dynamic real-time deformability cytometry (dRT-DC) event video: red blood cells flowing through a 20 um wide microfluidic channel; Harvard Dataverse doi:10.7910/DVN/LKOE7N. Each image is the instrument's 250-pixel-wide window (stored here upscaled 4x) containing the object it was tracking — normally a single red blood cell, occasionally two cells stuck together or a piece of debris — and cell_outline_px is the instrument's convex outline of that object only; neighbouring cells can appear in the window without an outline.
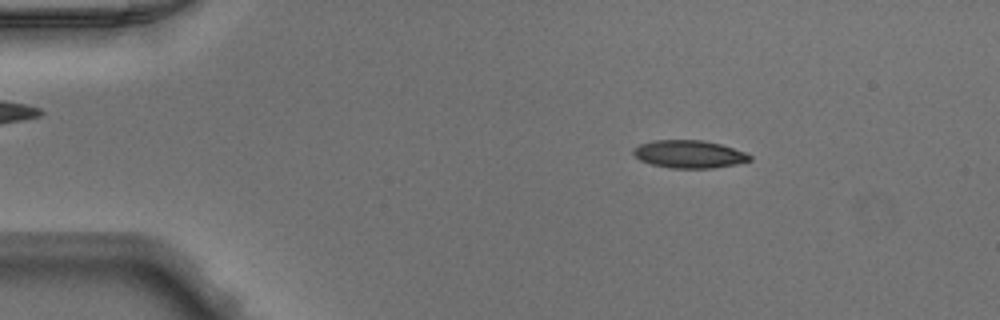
{"species": "Egyptian fruit bat (a non-hibernating species)", "species_latin": "Rousettus aegyptiacus", "temperature_condition": "warm", "stored_images_in_passage": 48, "camera_frame_rate_fps": 3000, "um_per_image_px": 0.085, "animal": {"sex": "male"}, "frame": {"image": 1, "passage_image": 7, "time_ms": 2.0, "image_size_px": [1000, 320], "cell_outline_px": [[752, 160], [736, 164], [712, 168], [668, 168], [652, 164], [640, 160], [632, 152], [632, 148], [640, 144], [652, 140], [700, 140], [720, 144], [744, 152], [752, 156]], "centroid_in_image_um": [58.55, 13.1], "position_along_channel_um": 26.5, "area_um2": 18.79}}
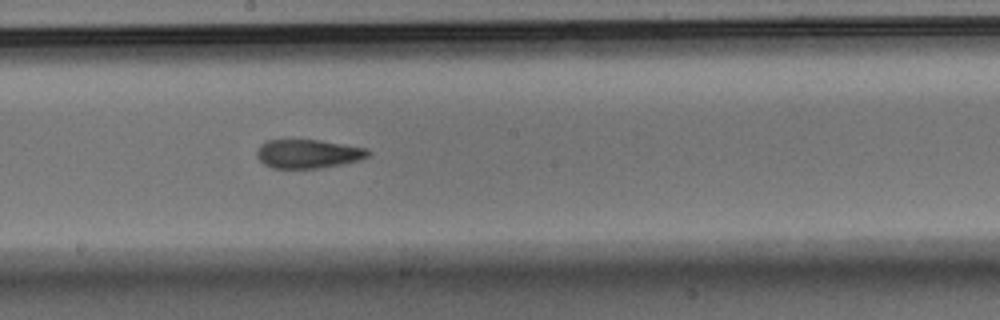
{"frame": {"image": 2, "passage_image": 26, "time_ms": 8.333, "image_size_px": [1000, 320], "cell_outline_px": [[372, 152], [368, 156], [360, 160], [344, 164], [320, 168], [272, 168], [264, 164], [256, 156], [256, 152], [260, 144], [268, 140], [320, 140], [368, 148]], "centroid_in_image_um": [26.21, 13.07], "position_along_channel_um": 222.0, "area_um2": 18.84}}
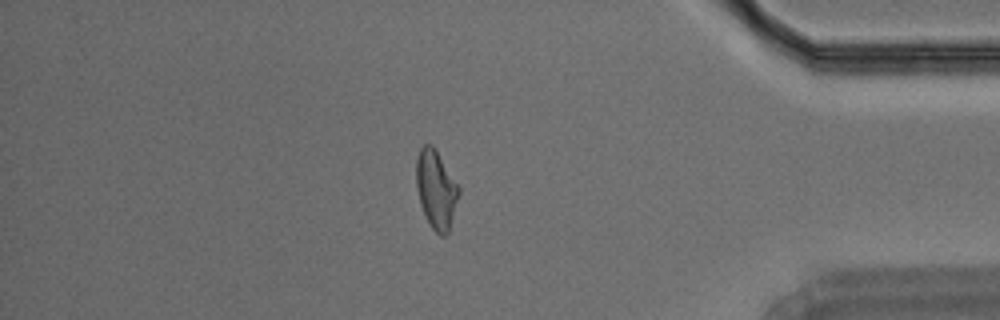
{"frame": {"image": 3, "passage_image": 41, "time_ms": 13.333, "image_size_px": [1000, 320], "cell_outline_px": [[460, 192], [448, 232], [444, 236], [440, 236], [432, 228], [420, 204], [416, 188], [416, 156], [420, 148], [424, 144], [432, 144], [460, 188]], "centroid_in_image_um": [37.05, 16.08], "position_along_channel_um": 398.2, "area_um2": 19.25}}